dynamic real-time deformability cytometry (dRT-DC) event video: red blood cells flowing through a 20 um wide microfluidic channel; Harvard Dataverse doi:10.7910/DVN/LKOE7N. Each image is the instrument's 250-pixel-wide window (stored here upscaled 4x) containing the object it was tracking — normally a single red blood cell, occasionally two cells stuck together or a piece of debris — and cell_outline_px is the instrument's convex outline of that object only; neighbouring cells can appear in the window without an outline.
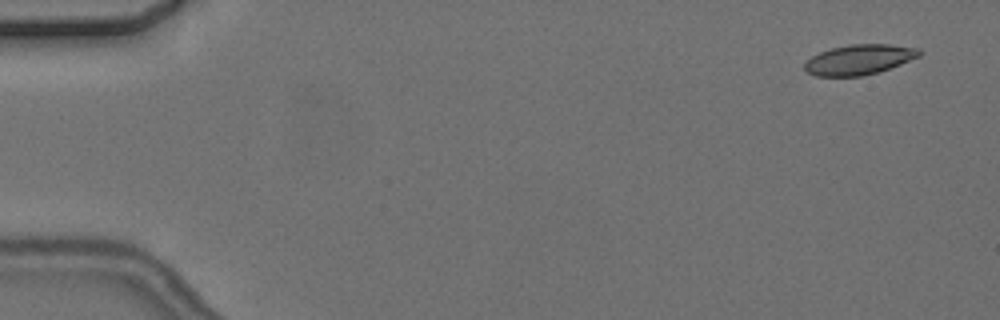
{"species": "common noctule bat (a hibernating species)", "species_latin": "Nyctalus noctula", "temperature_condition": "cold", "stored_images_in_passage": 5, "camera_frame_rate_fps": 3000, "um_per_image_px": 0.085, "animal": {"sex": "female", "body_mass_g": 24.6, "forearm_length_mm": 56.2}, "frame": {"image": 1, "passage_image": 1, "time_ms": 0.0, "image_size_px": [1000, 320], "cell_outline_px": [[920, 56], [900, 64], [876, 72], [860, 76], [816, 76], [808, 72], [804, 68], [804, 64], [812, 56], [820, 52], [832, 48], [852, 44], [888, 44], [920, 48]], "centroid_in_image_um": [73.02, 5.06], "position_along_channel_um": 12.0, "area_um2": 19.83}}
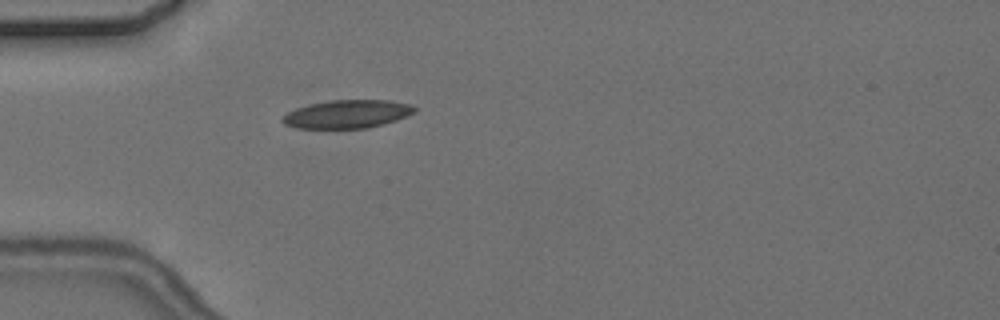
{"frame": {"image": 2, "passage_image": 5, "time_ms": 4.667, "image_size_px": [1000, 320], "cell_outline_px": [[416, 112], [396, 120], [384, 124], [368, 128], [296, 128], [284, 124], [280, 120], [288, 112], [296, 108], [308, 104], [332, 100], [388, 100], [412, 104], [416, 108]], "centroid_in_image_um": [29.53, 9.69], "position_along_channel_um": 55.5, "area_um2": 21.79}}